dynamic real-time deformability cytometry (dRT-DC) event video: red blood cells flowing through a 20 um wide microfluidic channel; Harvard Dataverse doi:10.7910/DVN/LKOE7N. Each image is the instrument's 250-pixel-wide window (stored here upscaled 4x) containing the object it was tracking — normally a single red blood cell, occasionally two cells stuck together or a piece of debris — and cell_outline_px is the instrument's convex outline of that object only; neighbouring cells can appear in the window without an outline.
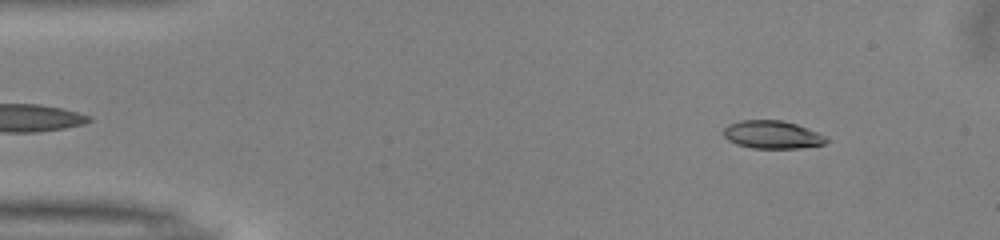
{"species": "common noctule bat (a hibernating species)", "species_latin": "Nyctalus noctula", "temperature_condition": "warm", "stored_images_in_passage": 47, "camera_frame_rate_fps": 3000, "um_per_image_px": 0.085, "animal": {"sex": "male", "body_mass_g": 13.0, "forearm_length_mm": 53.1}, "frame": {"image": 1, "passage_image": 2, "time_ms": 0.333, "image_size_px": [1000, 240], "cell_outline_px": [[828, 140], [824, 144], [800, 148], [752, 148], [736, 144], [728, 140], [724, 136], [724, 128], [728, 124], [740, 120], [780, 120], [796, 124], [828, 136]], "centroid_in_image_um": [65.64, 11.45], "position_along_channel_um": 19.4, "area_um2": 16.76}}
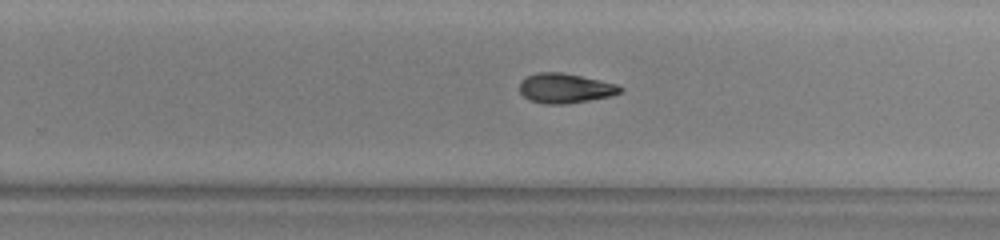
{"frame": {"image": 2, "passage_image": 28, "time_ms": 9.0, "image_size_px": [1000, 240], "cell_outline_px": [[624, 88], [620, 92], [612, 96], [568, 104], [548, 104], [528, 100], [520, 92], [520, 80], [524, 76], [540, 72], [560, 72], [600, 80], [616, 84]], "centroid_in_image_um": [48.02, 7.5], "position_along_channel_um": 281.8, "area_um2": 17.51}}
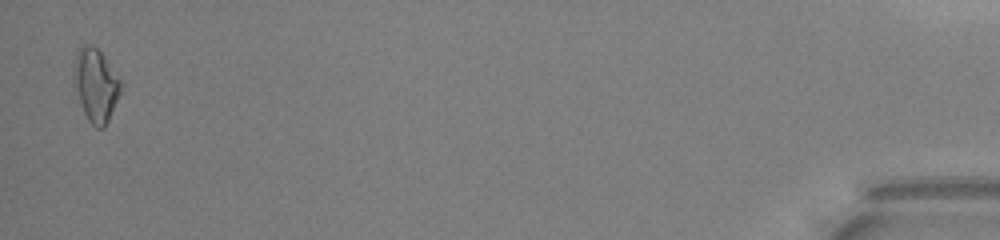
{"frame": {"image": 3, "passage_image": 46, "time_ms": 15.0, "image_size_px": [1000, 240], "cell_outline_px": [[120, 92], [108, 120], [104, 128], [96, 128], [88, 120], [72, 88], [72, 64], [76, 52], [80, 44], [92, 44], [104, 56], [120, 80]], "centroid_in_image_um": [8.05, 7.19], "position_along_channel_um": 427.2, "area_um2": 20.29}, "authors_computed_cell_mechanics": {"area_um2": 17.5134, "velocity_mm_per_s": 4.0357, "shape_relaxation_time_tau1_ms": 4.4695, "shape_relaxation_time_tau2_ms": null, "deformation_change_tau1": 0.1453, "deformation_change_tau2": null}}